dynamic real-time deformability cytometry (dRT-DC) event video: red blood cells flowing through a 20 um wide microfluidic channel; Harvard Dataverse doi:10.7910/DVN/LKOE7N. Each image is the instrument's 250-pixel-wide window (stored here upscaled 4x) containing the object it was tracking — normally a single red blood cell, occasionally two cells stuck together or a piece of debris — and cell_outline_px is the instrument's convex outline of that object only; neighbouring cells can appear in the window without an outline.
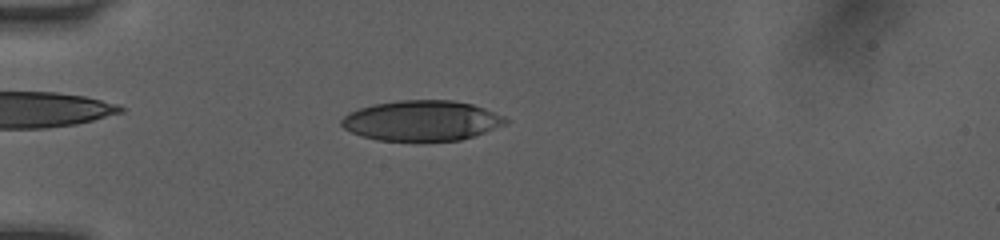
{"species": "human", "species_latin": "Homo sapiens", "temperature_condition": "room temperature", "stored_images_in_passage": 51, "camera_frame_rate_fps": 3000, "um_per_image_px": 0.085, "donor": {"sex": "female"}, "frame": {"image": 1, "passage_image": 15, "time_ms": 4.667, "image_size_px": [1000, 240], "cell_outline_px": [[508, 120], [504, 124], [476, 136], [460, 140], [376, 140], [360, 136], [344, 128], [340, 124], [340, 120], [348, 112], [372, 104], [400, 100], [452, 100], [472, 104], [484, 108], [504, 116]], "centroid_in_image_um": [35.82, 10.25], "position_along_channel_um": 49.2, "area_um2": 38.44}}
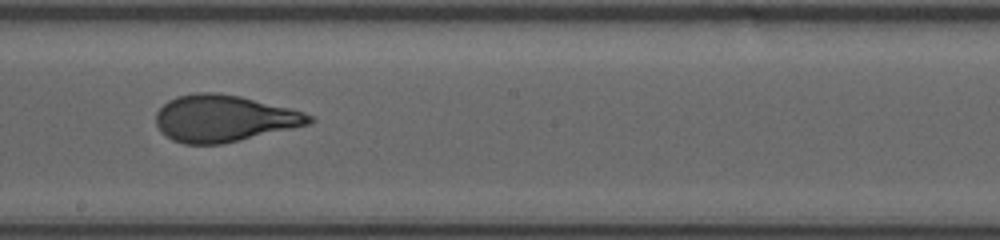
{"frame": {"image": 2, "passage_image": 30, "time_ms": 9.667, "image_size_px": [1000, 240], "cell_outline_px": [[316, 120], [308, 124], [292, 128], [220, 144], [184, 144], [172, 140], [160, 132], [156, 124], [156, 112], [168, 100], [176, 96], [196, 92], [216, 92], [240, 96], [304, 112], [312, 116]], "centroid_in_image_um": [18.98, 10.06], "position_along_channel_um": 229.2, "area_um2": 41.5}}
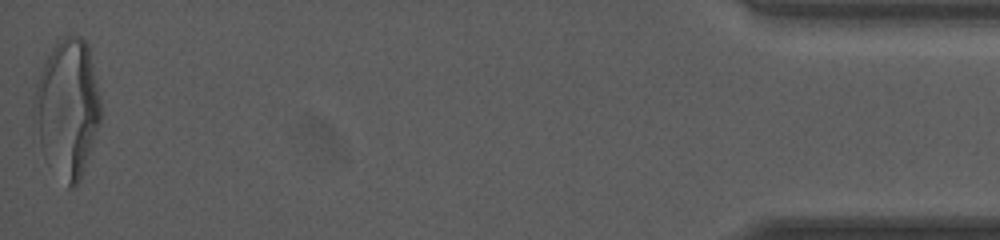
{"frame": {"image": 3, "passage_image": 51, "time_ms": 16.667, "image_size_px": [1000, 240], "cell_outline_px": [[100, 124], [92, 148], [80, 180], [72, 188], [68, 188], [44, 156], [40, 144], [32, 100], [36, 84], [40, 72], [56, 40], [68, 36], [80, 36], [88, 44], [100, 96]], "centroid_in_image_um": [5.75, 9.18], "position_along_channel_um": 429.5, "area_um2": 53.18}, "authors_computed_cell_mechanics": {"area_um2": 41.3848, "velocity_mm_per_s": 4.0704, "shape_relaxation_time_tau1_ms": 4.1226, "shape_relaxation_time_tau2_ms": 0.8093, "deformation_change_tau1": 0.2136, "deformation_change_tau2": 0.0838}}